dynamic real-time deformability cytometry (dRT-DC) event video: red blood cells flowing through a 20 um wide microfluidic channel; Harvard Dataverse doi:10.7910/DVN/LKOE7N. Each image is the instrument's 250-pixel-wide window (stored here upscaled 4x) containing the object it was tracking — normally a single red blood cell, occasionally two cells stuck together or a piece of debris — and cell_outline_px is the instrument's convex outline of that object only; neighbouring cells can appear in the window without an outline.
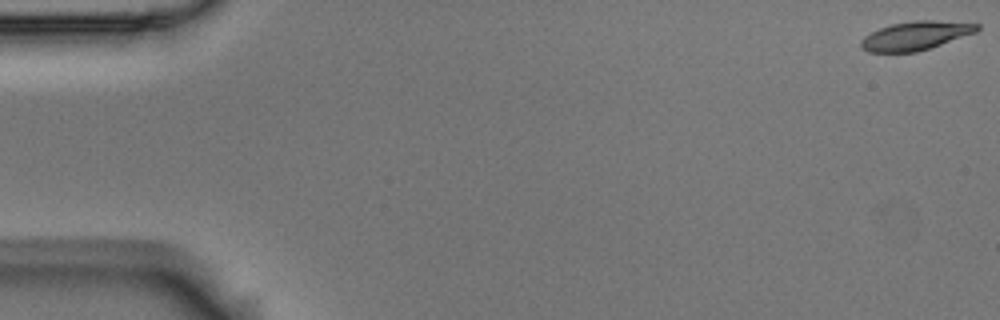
{"species": "Egyptian fruit bat (a non-hibernating species)", "species_latin": "Rousettus aegyptiacus", "temperature_condition": "room temperature", "stored_images_in_passage": 4, "camera_frame_rate_fps": 3000, "um_per_image_px": 0.085, "animal": {"sex": "male"}, "frame": {"image": 1, "passage_image": 1, "time_ms": 0.0, "image_size_px": [1000, 320], "cell_outline_px": [[980, 28], [976, 32], [916, 52], [868, 52], [860, 48], [860, 40], [864, 36], [880, 28], [892, 24], [916, 20], [932, 20], [980, 24]], "centroid_in_image_um": [77.78, 3.03], "position_along_channel_um": 7.2, "area_um2": 19.19}}